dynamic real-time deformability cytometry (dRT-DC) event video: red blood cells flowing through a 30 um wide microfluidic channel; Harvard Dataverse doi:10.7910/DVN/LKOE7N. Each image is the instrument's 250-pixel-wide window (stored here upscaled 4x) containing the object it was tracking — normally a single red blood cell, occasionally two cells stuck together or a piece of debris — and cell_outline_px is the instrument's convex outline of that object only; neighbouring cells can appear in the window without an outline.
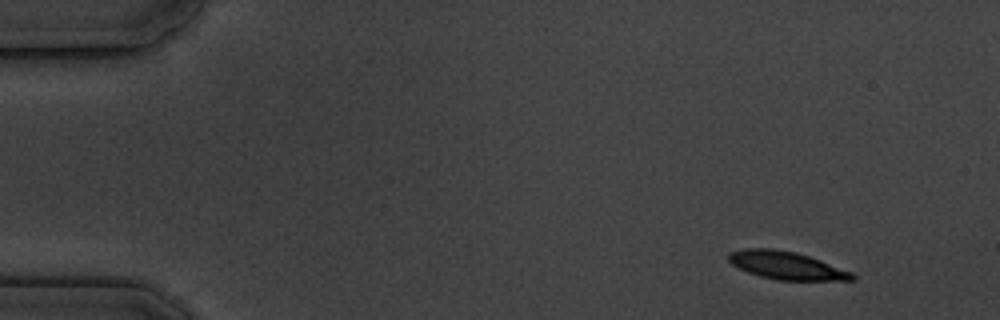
{"species": "common noctule bat (a hibernating species)", "species_latin": "Nyctalus noctula", "temperature_condition": "cold", "stored_images_in_passage": 4, "camera_frame_rate_fps": 3000, "um_per_image_px": 0.085, "animal": {"sex": "male", "body_mass_g": 19.5, "forearm_length_mm": 54.6}, "frame": {"image": 1, "passage_image": 1, "time_ms": 0.0, "image_size_px": [1000, 320], "cell_outline_px": [[856, 280], [776, 280], [760, 276], [748, 272], [732, 264], [728, 260], [728, 252], [744, 248], [772, 248], [796, 252], [820, 260], [852, 272], [856, 276]], "centroid_in_image_um": [66.83, 22.56], "position_along_channel_um": 18.2, "area_um2": 20.06}}
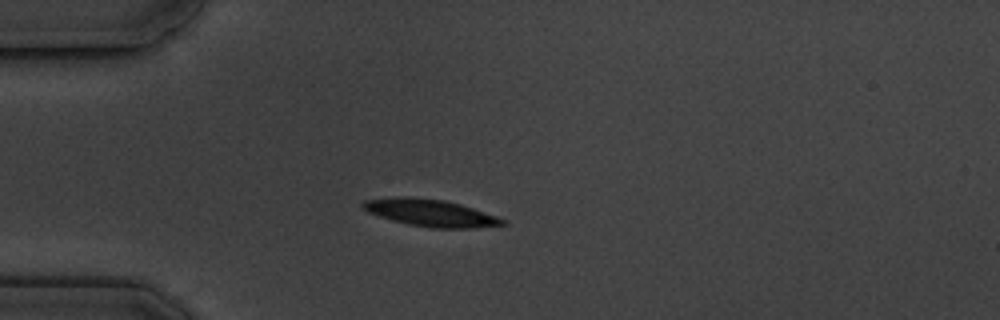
{"frame": {"image": 2, "passage_image": 4, "time_ms": 3.333, "image_size_px": [1000, 320], "cell_outline_px": [[508, 224], [476, 228], [432, 228], [408, 224], [392, 220], [368, 212], [360, 204], [364, 200], [396, 196], [408, 196], [444, 200], [460, 204], [508, 220]], "centroid_in_image_um": [36.6, 18.09], "position_along_channel_um": 48.4, "area_um2": 22.08}}